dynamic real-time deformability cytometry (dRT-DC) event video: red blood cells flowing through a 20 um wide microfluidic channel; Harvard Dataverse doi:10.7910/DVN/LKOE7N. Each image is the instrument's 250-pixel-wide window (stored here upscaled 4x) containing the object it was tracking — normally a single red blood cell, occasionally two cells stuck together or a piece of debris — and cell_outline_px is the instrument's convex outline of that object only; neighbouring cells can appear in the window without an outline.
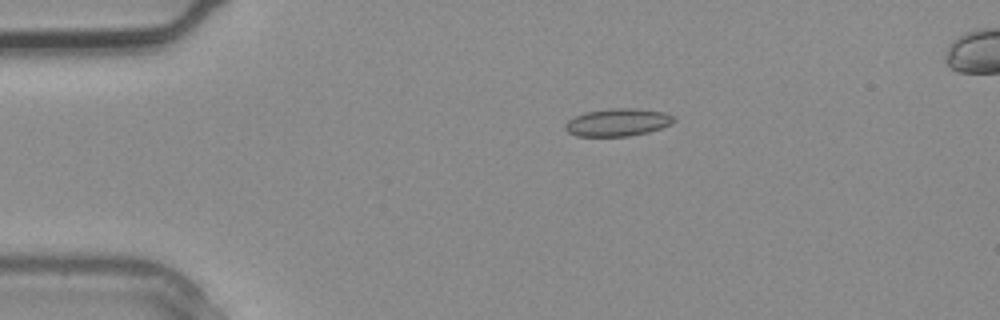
{"species": "common noctule bat (a hibernating species)", "species_latin": "Nyctalus noctula", "temperature_condition": "warm", "stored_images_in_passage": 2, "camera_frame_rate_fps": 3000, "um_per_image_px": 0.085, "animal": {"sex": "male", "body_mass_g": 20.4}, "frame": {"image": 1, "passage_image": 1, "time_ms": 0.0, "image_size_px": [1000, 320], "cell_outline_px": [[676, 120], [672, 124], [648, 132], [628, 136], [576, 136], [568, 132], [564, 128], [564, 124], [568, 120], [584, 112], [612, 108], [636, 108], [664, 112], [672, 116]], "centroid_in_image_um": [52.49, 10.39], "position_along_channel_um": 32.5, "area_um2": 17.51}}